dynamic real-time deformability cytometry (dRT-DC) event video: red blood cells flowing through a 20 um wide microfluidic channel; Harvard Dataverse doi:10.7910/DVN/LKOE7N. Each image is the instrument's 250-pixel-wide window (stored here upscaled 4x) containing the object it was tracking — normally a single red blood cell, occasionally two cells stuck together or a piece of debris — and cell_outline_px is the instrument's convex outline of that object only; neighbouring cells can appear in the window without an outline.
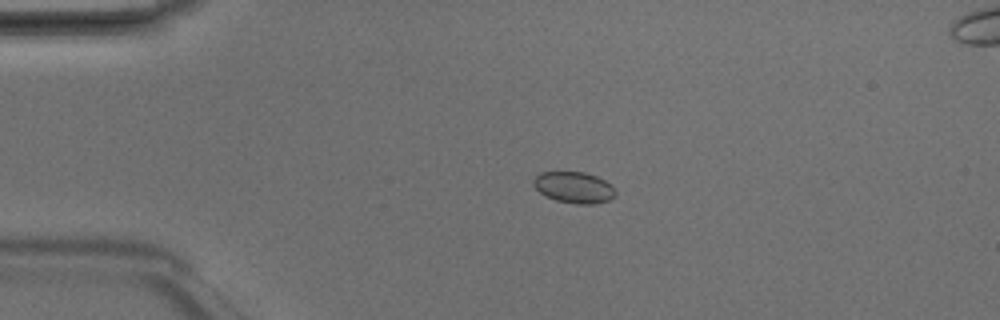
{"species": "Egyptian fruit bat (a non-hibernating species)", "species_latin": "Rousettus aegyptiacus", "temperature_condition": "room temperature", "stored_images_in_passage": 4, "camera_frame_rate_fps": 3000, "um_per_image_px": 0.085, "animal": {"sex": "male"}, "frame": {"image": 1, "passage_image": 3, "time_ms": 0.667, "image_size_px": [1000, 320], "cell_outline_px": [[616, 196], [608, 200], [596, 204], [576, 204], [556, 200], [544, 196], [532, 184], [532, 180], [540, 172], [584, 172], [596, 176], [612, 184], [616, 192]], "centroid_in_image_um": [48.79, 15.93], "position_along_channel_um": 36.2, "area_um2": 15.09}}